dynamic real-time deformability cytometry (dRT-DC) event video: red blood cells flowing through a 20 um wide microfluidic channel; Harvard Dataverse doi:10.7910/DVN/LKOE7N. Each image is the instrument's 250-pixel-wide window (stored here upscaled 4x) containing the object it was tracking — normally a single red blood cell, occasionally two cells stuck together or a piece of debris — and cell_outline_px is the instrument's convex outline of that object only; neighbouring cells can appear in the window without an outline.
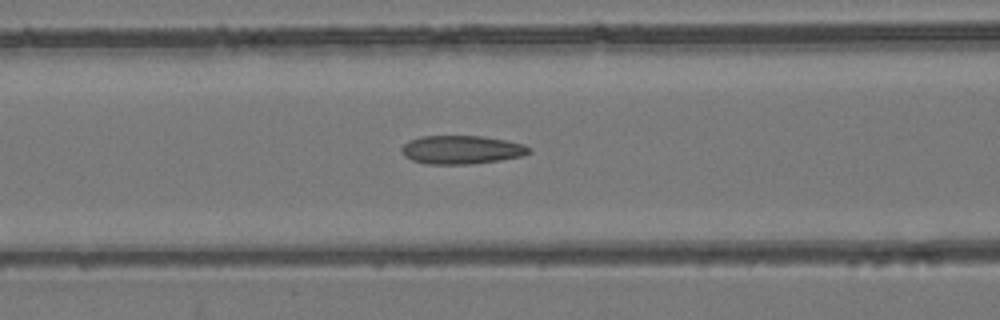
{"species": "common noctule bat (a hibernating species)", "species_latin": "Nyctalus noctula", "temperature_condition": "room temperature", "stored_images_in_passage": 53, "camera_frame_rate_fps": 3000, "um_per_image_px": 0.085, "animal": {"sex": "female", "body_mass_g": 24.6, "forearm_length_mm": 56.2}, "frame": {"image": 1, "passage_image": 22, "time_ms": 7.0, "image_size_px": [1000, 320], "cell_outline_px": [[532, 152], [524, 156], [500, 160], [468, 164], [424, 164], [412, 160], [404, 156], [400, 152], [400, 148], [408, 140], [420, 136], [484, 136], [524, 144], [532, 148]], "centroid_in_image_um": [39.22, 12.73], "position_along_channel_um": 127.4, "area_um2": 21.44}}
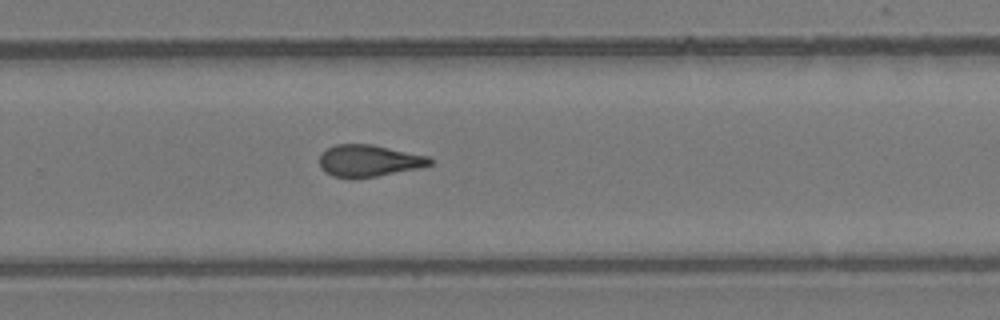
{"frame": {"image": 2, "passage_image": 35, "time_ms": 11.333, "image_size_px": [1000, 320], "cell_outline_px": [[432, 164], [420, 168], [376, 176], [332, 176], [324, 172], [320, 168], [320, 152], [336, 144], [372, 144], [428, 156], [432, 160]], "centroid_in_image_um": [31.35, 13.64], "position_along_channel_um": 298.5, "area_um2": 20.17}}
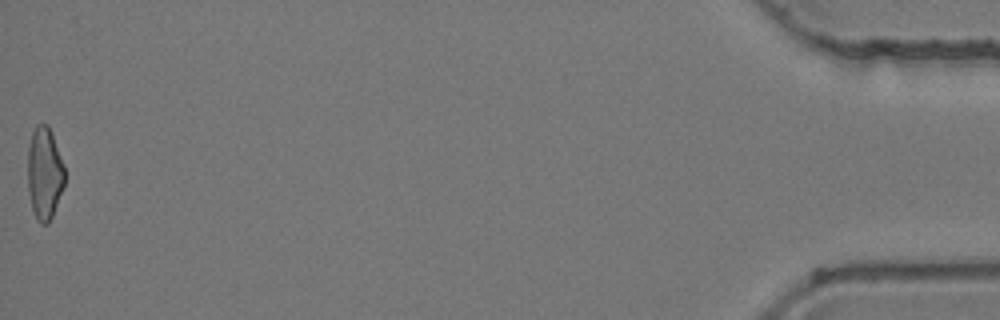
{"frame": {"image": 3, "passage_image": 53, "time_ms": 17.333, "image_size_px": [1000, 320], "cell_outline_px": [[64, 188], [52, 216], [48, 224], [40, 224], [36, 220], [32, 208], [28, 188], [28, 148], [32, 132], [36, 124], [48, 124], [52, 132], [64, 164]], "centroid_in_image_um": [3.79, 14.73], "position_along_channel_um": 431.4, "area_um2": 20.11}, "authors_computed_cell_mechanics": {"area_um2": 21.0392, "velocity_mm_per_s": 3.959, "shape_relaxation_time_tau1_ms": null, "shape_relaxation_time_tau2_ms": 2.4839, "deformation_change_tau1": null, "deformation_change_tau2": 0.1209}}